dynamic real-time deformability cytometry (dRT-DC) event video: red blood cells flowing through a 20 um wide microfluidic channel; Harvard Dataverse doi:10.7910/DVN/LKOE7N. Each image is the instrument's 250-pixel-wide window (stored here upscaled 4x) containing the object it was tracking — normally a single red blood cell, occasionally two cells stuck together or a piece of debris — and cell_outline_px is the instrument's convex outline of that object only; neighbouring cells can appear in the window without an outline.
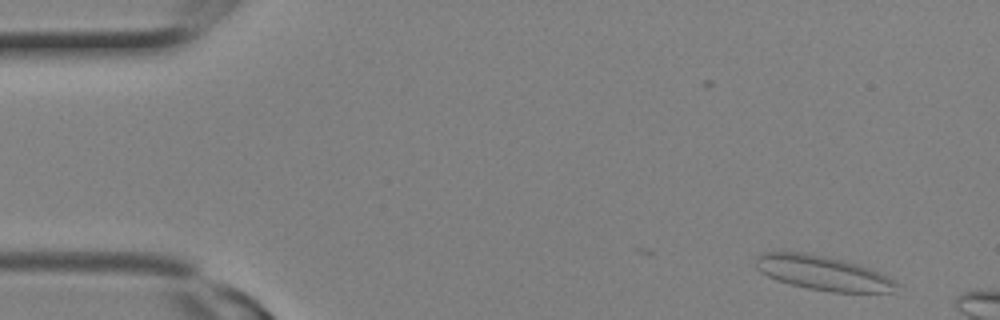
{"species": "Egyptian fruit bat (a non-hibernating species)", "species_latin": "Rousettus aegyptiacus", "temperature_condition": "room temperature", "stored_images_in_passage": 6, "camera_frame_rate_fps": 3000, "um_per_image_px": 0.085, "animal": {"sex": "female"}, "frame": {"image": 1, "passage_image": 2, "time_ms": 0.333, "image_size_px": [1000, 320], "cell_outline_px": [[900, 284], [892, 292], [832, 292], [808, 288], [776, 280], [760, 272], [756, 268], [756, 256], [760, 252], [804, 252], [844, 260], [860, 264], [880, 272], [888, 276]], "centroid_in_image_um": [69.95, 23.19], "position_along_channel_um": 15.0, "area_um2": 28.32}}